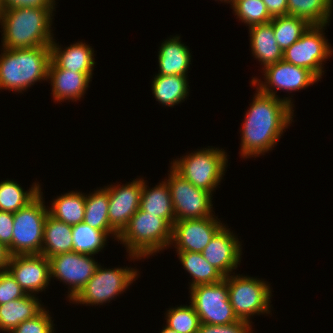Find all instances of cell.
<instances>
[{
  "label": "cell",
  "instance_id": "obj_1",
  "mask_svg": "<svg viewBox=\"0 0 333 333\" xmlns=\"http://www.w3.org/2000/svg\"><path fill=\"white\" fill-rule=\"evenodd\" d=\"M241 128V157L251 158L271 151L292 123L294 104L289 97H273L258 89Z\"/></svg>",
  "mask_w": 333,
  "mask_h": 333
},
{
  "label": "cell",
  "instance_id": "obj_2",
  "mask_svg": "<svg viewBox=\"0 0 333 333\" xmlns=\"http://www.w3.org/2000/svg\"><path fill=\"white\" fill-rule=\"evenodd\" d=\"M55 8H17L1 11L2 47L25 49L50 45Z\"/></svg>",
  "mask_w": 333,
  "mask_h": 333
},
{
  "label": "cell",
  "instance_id": "obj_3",
  "mask_svg": "<svg viewBox=\"0 0 333 333\" xmlns=\"http://www.w3.org/2000/svg\"><path fill=\"white\" fill-rule=\"evenodd\" d=\"M0 54V89L22 93L38 81L47 80L50 45L6 49Z\"/></svg>",
  "mask_w": 333,
  "mask_h": 333
},
{
  "label": "cell",
  "instance_id": "obj_4",
  "mask_svg": "<svg viewBox=\"0 0 333 333\" xmlns=\"http://www.w3.org/2000/svg\"><path fill=\"white\" fill-rule=\"evenodd\" d=\"M172 227L158 215L139 209L118 235L130 259L148 258L171 247Z\"/></svg>",
  "mask_w": 333,
  "mask_h": 333
},
{
  "label": "cell",
  "instance_id": "obj_5",
  "mask_svg": "<svg viewBox=\"0 0 333 333\" xmlns=\"http://www.w3.org/2000/svg\"><path fill=\"white\" fill-rule=\"evenodd\" d=\"M211 147L173 159L171 168L195 187L213 194L225 175L228 159L224 149Z\"/></svg>",
  "mask_w": 333,
  "mask_h": 333
},
{
  "label": "cell",
  "instance_id": "obj_6",
  "mask_svg": "<svg viewBox=\"0 0 333 333\" xmlns=\"http://www.w3.org/2000/svg\"><path fill=\"white\" fill-rule=\"evenodd\" d=\"M42 195L40 191L26 207L13 213L12 243L8 247L11 256L41 254L44 225L49 214Z\"/></svg>",
  "mask_w": 333,
  "mask_h": 333
},
{
  "label": "cell",
  "instance_id": "obj_7",
  "mask_svg": "<svg viewBox=\"0 0 333 333\" xmlns=\"http://www.w3.org/2000/svg\"><path fill=\"white\" fill-rule=\"evenodd\" d=\"M227 276L229 301L239 320L252 323L253 315L270 314L271 287L263 279L240 274Z\"/></svg>",
  "mask_w": 333,
  "mask_h": 333
},
{
  "label": "cell",
  "instance_id": "obj_8",
  "mask_svg": "<svg viewBox=\"0 0 333 333\" xmlns=\"http://www.w3.org/2000/svg\"><path fill=\"white\" fill-rule=\"evenodd\" d=\"M138 275L137 269L127 266L107 269L99 264L93 277L71 302L86 306L108 303L123 294Z\"/></svg>",
  "mask_w": 333,
  "mask_h": 333
},
{
  "label": "cell",
  "instance_id": "obj_9",
  "mask_svg": "<svg viewBox=\"0 0 333 333\" xmlns=\"http://www.w3.org/2000/svg\"><path fill=\"white\" fill-rule=\"evenodd\" d=\"M190 289V303L200 322L226 325L239 321L229 301L227 277L217 283L201 284Z\"/></svg>",
  "mask_w": 333,
  "mask_h": 333
},
{
  "label": "cell",
  "instance_id": "obj_10",
  "mask_svg": "<svg viewBox=\"0 0 333 333\" xmlns=\"http://www.w3.org/2000/svg\"><path fill=\"white\" fill-rule=\"evenodd\" d=\"M324 27L327 25H311L299 40L283 52V60L308 69L321 79L324 75L323 64L333 52L325 37Z\"/></svg>",
  "mask_w": 333,
  "mask_h": 333
},
{
  "label": "cell",
  "instance_id": "obj_11",
  "mask_svg": "<svg viewBox=\"0 0 333 333\" xmlns=\"http://www.w3.org/2000/svg\"><path fill=\"white\" fill-rule=\"evenodd\" d=\"M168 184L175 221L213 216L212 194L195 187L170 167Z\"/></svg>",
  "mask_w": 333,
  "mask_h": 333
},
{
  "label": "cell",
  "instance_id": "obj_12",
  "mask_svg": "<svg viewBox=\"0 0 333 333\" xmlns=\"http://www.w3.org/2000/svg\"><path fill=\"white\" fill-rule=\"evenodd\" d=\"M92 255L67 252L52 256L50 262V278L55 277L68 285V300L71 302L93 277L98 262Z\"/></svg>",
  "mask_w": 333,
  "mask_h": 333
},
{
  "label": "cell",
  "instance_id": "obj_13",
  "mask_svg": "<svg viewBox=\"0 0 333 333\" xmlns=\"http://www.w3.org/2000/svg\"><path fill=\"white\" fill-rule=\"evenodd\" d=\"M263 73L265 82L253 77L251 84L257 86L256 89L261 93L273 97H279L276 95L277 90L290 91L291 93L305 89L319 81V78L312 71L284 60L265 67Z\"/></svg>",
  "mask_w": 333,
  "mask_h": 333
},
{
  "label": "cell",
  "instance_id": "obj_14",
  "mask_svg": "<svg viewBox=\"0 0 333 333\" xmlns=\"http://www.w3.org/2000/svg\"><path fill=\"white\" fill-rule=\"evenodd\" d=\"M223 226L224 224L215 215L175 221L172 226L171 245L174 243L176 252L202 253Z\"/></svg>",
  "mask_w": 333,
  "mask_h": 333
},
{
  "label": "cell",
  "instance_id": "obj_15",
  "mask_svg": "<svg viewBox=\"0 0 333 333\" xmlns=\"http://www.w3.org/2000/svg\"><path fill=\"white\" fill-rule=\"evenodd\" d=\"M7 270L26 294L45 291L51 281L49 259L41 254L13 255Z\"/></svg>",
  "mask_w": 333,
  "mask_h": 333
},
{
  "label": "cell",
  "instance_id": "obj_16",
  "mask_svg": "<svg viewBox=\"0 0 333 333\" xmlns=\"http://www.w3.org/2000/svg\"><path fill=\"white\" fill-rule=\"evenodd\" d=\"M142 184L143 178H136L122 186H106L109 193L108 219L111 228L118 235L140 209Z\"/></svg>",
  "mask_w": 333,
  "mask_h": 333
},
{
  "label": "cell",
  "instance_id": "obj_17",
  "mask_svg": "<svg viewBox=\"0 0 333 333\" xmlns=\"http://www.w3.org/2000/svg\"><path fill=\"white\" fill-rule=\"evenodd\" d=\"M241 245L238 236L224 225L204 248L202 254L209 264L227 277L240 265Z\"/></svg>",
  "mask_w": 333,
  "mask_h": 333
},
{
  "label": "cell",
  "instance_id": "obj_18",
  "mask_svg": "<svg viewBox=\"0 0 333 333\" xmlns=\"http://www.w3.org/2000/svg\"><path fill=\"white\" fill-rule=\"evenodd\" d=\"M92 74L60 69L52 60L48 67V81L52 86V95L55 102L64 100L77 101L85 94L92 81Z\"/></svg>",
  "mask_w": 333,
  "mask_h": 333
},
{
  "label": "cell",
  "instance_id": "obj_19",
  "mask_svg": "<svg viewBox=\"0 0 333 333\" xmlns=\"http://www.w3.org/2000/svg\"><path fill=\"white\" fill-rule=\"evenodd\" d=\"M64 48H61L54 40L50 44L51 60L60 69L93 74L96 62L94 61L95 54L92 46L84 42H76Z\"/></svg>",
  "mask_w": 333,
  "mask_h": 333
},
{
  "label": "cell",
  "instance_id": "obj_20",
  "mask_svg": "<svg viewBox=\"0 0 333 333\" xmlns=\"http://www.w3.org/2000/svg\"><path fill=\"white\" fill-rule=\"evenodd\" d=\"M180 38L176 35L161 43L158 51L157 74L188 76L192 55L188 46L181 43Z\"/></svg>",
  "mask_w": 333,
  "mask_h": 333
},
{
  "label": "cell",
  "instance_id": "obj_21",
  "mask_svg": "<svg viewBox=\"0 0 333 333\" xmlns=\"http://www.w3.org/2000/svg\"><path fill=\"white\" fill-rule=\"evenodd\" d=\"M253 56L261 62L262 69L283 60V50L276 42L273 25H254L248 28Z\"/></svg>",
  "mask_w": 333,
  "mask_h": 333
},
{
  "label": "cell",
  "instance_id": "obj_22",
  "mask_svg": "<svg viewBox=\"0 0 333 333\" xmlns=\"http://www.w3.org/2000/svg\"><path fill=\"white\" fill-rule=\"evenodd\" d=\"M45 307L38 296L27 294L0 305V330L10 333L21 322L38 315Z\"/></svg>",
  "mask_w": 333,
  "mask_h": 333
},
{
  "label": "cell",
  "instance_id": "obj_23",
  "mask_svg": "<svg viewBox=\"0 0 333 333\" xmlns=\"http://www.w3.org/2000/svg\"><path fill=\"white\" fill-rule=\"evenodd\" d=\"M72 251V226L48 214L44 225L41 255L50 258Z\"/></svg>",
  "mask_w": 333,
  "mask_h": 333
},
{
  "label": "cell",
  "instance_id": "obj_24",
  "mask_svg": "<svg viewBox=\"0 0 333 333\" xmlns=\"http://www.w3.org/2000/svg\"><path fill=\"white\" fill-rule=\"evenodd\" d=\"M145 181L143 179L140 209L158 215L172 227L175 216L167 182L164 180L151 189Z\"/></svg>",
  "mask_w": 333,
  "mask_h": 333
},
{
  "label": "cell",
  "instance_id": "obj_25",
  "mask_svg": "<svg viewBox=\"0 0 333 333\" xmlns=\"http://www.w3.org/2000/svg\"><path fill=\"white\" fill-rule=\"evenodd\" d=\"M152 81V93L160 104L174 107L183 102L189 94L187 76L156 74Z\"/></svg>",
  "mask_w": 333,
  "mask_h": 333
},
{
  "label": "cell",
  "instance_id": "obj_26",
  "mask_svg": "<svg viewBox=\"0 0 333 333\" xmlns=\"http://www.w3.org/2000/svg\"><path fill=\"white\" fill-rule=\"evenodd\" d=\"M109 193L107 188L94 190L88 196L85 195V214L84 220L86 224L92 228L103 230L109 236L118 239V234L111 228L108 219Z\"/></svg>",
  "mask_w": 333,
  "mask_h": 333
},
{
  "label": "cell",
  "instance_id": "obj_27",
  "mask_svg": "<svg viewBox=\"0 0 333 333\" xmlns=\"http://www.w3.org/2000/svg\"><path fill=\"white\" fill-rule=\"evenodd\" d=\"M49 214L68 225H76L84 220L85 194L78 191L67 192L51 201Z\"/></svg>",
  "mask_w": 333,
  "mask_h": 333
},
{
  "label": "cell",
  "instance_id": "obj_28",
  "mask_svg": "<svg viewBox=\"0 0 333 333\" xmlns=\"http://www.w3.org/2000/svg\"><path fill=\"white\" fill-rule=\"evenodd\" d=\"M333 0H287V15L306 20L310 25H329Z\"/></svg>",
  "mask_w": 333,
  "mask_h": 333
},
{
  "label": "cell",
  "instance_id": "obj_29",
  "mask_svg": "<svg viewBox=\"0 0 333 333\" xmlns=\"http://www.w3.org/2000/svg\"><path fill=\"white\" fill-rule=\"evenodd\" d=\"M177 255L183 269L192 276L189 288L201 284L217 283L224 279V276L207 262L202 253L177 252Z\"/></svg>",
  "mask_w": 333,
  "mask_h": 333
},
{
  "label": "cell",
  "instance_id": "obj_30",
  "mask_svg": "<svg viewBox=\"0 0 333 333\" xmlns=\"http://www.w3.org/2000/svg\"><path fill=\"white\" fill-rule=\"evenodd\" d=\"M41 191L38 183H33L28 191L13 180L0 182V211L17 212L33 201Z\"/></svg>",
  "mask_w": 333,
  "mask_h": 333
},
{
  "label": "cell",
  "instance_id": "obj_31",
  "mask_svg": "<svg viewBox=\"0 0 333 333\" xmlns=\"http://www.w3.org/2000/svg\"><path fill=\"white\" fill-rule=\"evenodd\" d=\"M108 236L105 231L92 228L85 222L73 225V252L96 255L107 245Z\"/></svg>",
  "mask_w": 333,
  "mask_h": 333
},
{
  "label": "cell",
  "instance_id": "obj_32",
  "mask_svg": "<svg viewBox=\"0 0 333 333\" xmlns=\"http://www.w3.org/2000/svg\"><path fill=\"white\" fill-rule=\"evenodd\" d=\"M270 23L273 25L276 42L283 52L311 26L306 20L289 15L273 17Z\"/></svg>",
  "mask_w": 333,
  "mask_h": 333
},
{
  "label": "cell",
  "instance_id": "obj_33",
  "mask_svg": "<svg viewBox=\"0 0 333 333\" xmlns=\"http://www.w3.org/2000/svg\"><path fill=\"white\" fill-rule=\"evenodd\" d=\"M165 314L166 326L170 329L177 333H198L201 322L191 304L172 307Z\"/></svg>",
  "mask_w": 333,
  "mask_h": 333
},
{
  "label": "cell",
  "instance_id": "obj_34",
  "mask_svg": "<svg viewBox=\"0 0 333 333\" xmlns=\"http://www.w3.org/2000/svg\"><path fill=\"white\" fill-rule=\"evenodd\" d=\"M236 18L248 27L271 22L266 5L262 0H234L232 6Z\"/></svg>",
  "mask_w": 333,
  "mask_h": 333
},
{
  "label": "cell",
  "instance_id": "obj_35",
  "mask_svg": "<svg viewBox=\"0 0 333 333\" xmlns=\"http://www.w3.org/2000/svg\"><path fill=\"white\" fill-rule=\"evenodd\" d=\"M52 317L44 308L38 315L21 322L10 333H54Z\"/></svg>",
  "mask_w": 333,
  "mask_h": 333
},
{
  "label": "cell",
  "instance_id": "obj_36",
  "mask_svg": "<svg viewBox=\"0 0 333 333\" xmlns=\"http://www.w3.org/2000/svg\"><path fill=\"white\" fill-rule=\"evenodd\" d=\"M27 295L8 270L0 272V305Z\"/></svg>",
  "mask_w": 333,
  "mask_h": 333
},
{
  "label": "cell",
  "instance_id": "obj_37",
  "mask_svg": "<svg viewBox=\"0 0 333 333\" xmlns=\"http://www.w3.org/2000/svg\"><path fill=\"white\" fill-rule=\"evenodd\" d=\"M252 331V324L239 320L226 325L201 323L198 333H253Z\"/></svg>",
  "mask_w": 333,
  "mask_h": 333
},
{
  "label": "cell",
  "instance_id": "obj_38",
  "mask_svg": "<svg viewBox=\"0 0 333 333\" xmlns=\"http://www.w3.org/2000/svg\"><path fill=\"white\" fill-rule=\"evenodd\" d=\"M55 0H0L1 10L17 8H55Z\"/></svg>",
  "mask_w": 333,
  "mask_h": 333
},
{
  "label": "cell",
  "instance_id": "obj_39",
  "mask_svg": "<svg viewBox=\"0 0 333 333\" xmlns=\"http://www.w3.org/2000/svg\"><path fill=\"white\" fill-rule=\"evenodd\" d=\"M13 222V212L0 211V243L7 248L12 243Z\"/></svg>",
  "mask_w": 333,
  "mask_h": 333
},
{
  "label": "cell",
  "instance_id": "obj_40",
  "mask_svg": "<svg viewBox=\"0 0 333 333\" xmlns=\"http://www.w3.org/2000/svg\"><path fill=\"white\" fill-rule=\"evenodd\" d=\"M269 15L273 17L287 15V0H262Z\"/></svg>",
  "mask_w": 333,
  "mask_h": 333
},
{
  "label": "cell",
  "instance_id": "obj_41",
  "mask_svg": "<svg viewBox=\"0 0 333 333\" xmlns=\"http://www.w3.org/2000/svg\"><path fill=\"white\" fill-rule=\"evenodd\" d=\"M10 257L11 255L8 251V248L0 243V272L7 270Z\"/></svg>",
  "mask_w": 333,
  "mask_h": 333
},
{
  "label": "cell",
  "instance_id": "obj_42",
  "mask_svg": "<svg viewBox=\"0 0 333 333\" xmlns=\"http://www.w3.org/2000/svg\"><path fill=\"white\" fill-rule=\"evenodd\" d=\"M160 333H177L176 331H174L173 329H170L169 327H167L166 325L163 326V329Z\"/></svg>",
  "mask_w": 333,
  "mask_h": 333
},
{
  "label": "cell",
  "instance_id": "obj_43",
  "mask_svg": "<svg viewBox=\"0 0 333 333\" xmlns=\"http://www.w3.org/2000/svg\"><path fill=\"white\" fill-rule=\"evenodd\" d=\"M221 2H226V3H230V5H232L233 4V2H234V0H220Z\"/></svg>",
  "mask_w": 333,
  "mask_h": 333
}]
</instances>
